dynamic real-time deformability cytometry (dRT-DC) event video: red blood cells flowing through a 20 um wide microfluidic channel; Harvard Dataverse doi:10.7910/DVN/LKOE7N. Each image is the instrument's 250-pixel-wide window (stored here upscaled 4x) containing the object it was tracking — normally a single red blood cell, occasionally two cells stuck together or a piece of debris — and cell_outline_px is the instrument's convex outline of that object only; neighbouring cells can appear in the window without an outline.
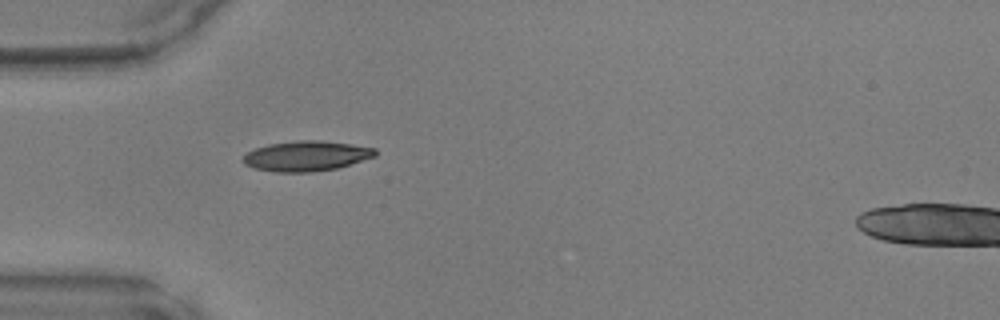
{"species": "common noctule bat (a hibernating species)", "species_latin": "Nyctalus noctula", "temperature_condition": "warm", "stored_images_in_passage": 34, "camera_frame_rate_fps": 3000, "um_per_image_px": 0.085, "animal": {"sex": "male", "body_mass_g": 17.9, "forearm_length_mm": 54.2}, "frame": {"image": 1, "passage_image": 1, "time_ms": 0.0, "image_size_px": [1000, 320], "cell_outline_px": [[376, 156], [336, 168], [312, 172], [276, 172], [252, 168], [244, 164], [240, 160], [248, 152], [256, 148], [268, 144], [300, 140], [316, 140], [352, 144], [376, 148]], "centroid_in_image_um": [26.01, 13.26], "position_along_channel_um": 59.0, "area_um2": 23.18}}
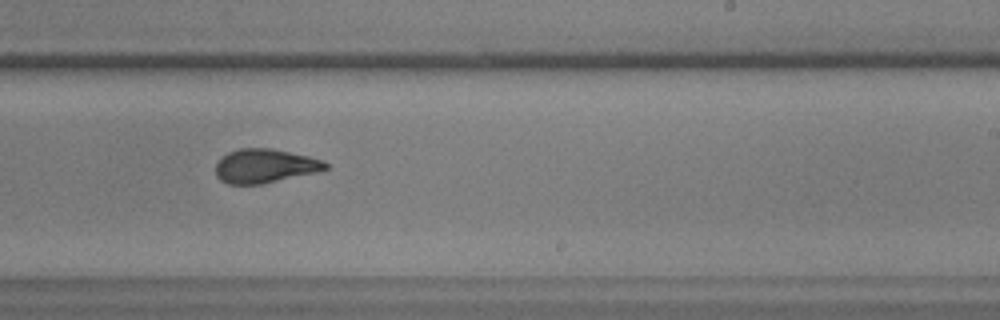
{"frame": {"image": 2, "passage_image": 16, "time_ms": 5.0, "image_size_px": [1000, 320], "cell_outline_px": [[328, 168], [316, 172], [260, 184], [228, 184], [220, 180], [216, 176], [216, 164], [220, 156], [228, 152], [240, 148], [272, 148], [308, 156], [324, 160], [328, 164]], "centroid_in_image_um": [22.48, 14.09], "position_along_channel_um": 266.5, "area_um2": 21.73}}
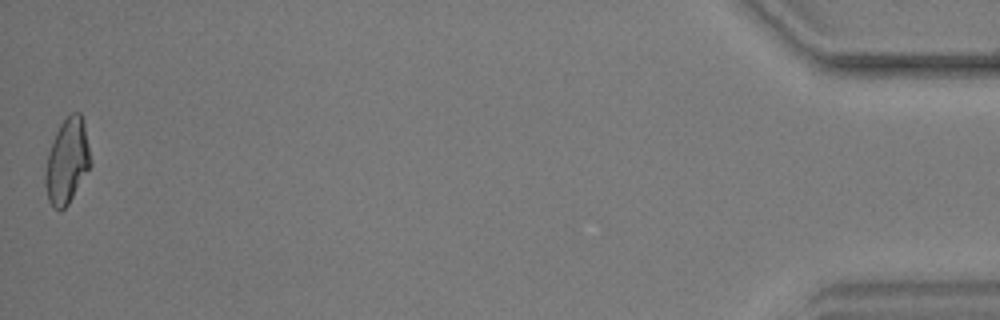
{"frame": {"image": 3, "passage_image": 34, "time_ms": 11.0, "image_size_px": [1000, 320], "cell_outline_px": [[92, 164], [68, 204], [60, 212], [48, 200], [44, 184], [44, 176], [48, 152], [52, 140], [60, 124], [72, 112], [80, 112], [84, 124], [92, 160]], "centroid_in_image_um": [5.7, 13.7], "position_along_channel_um": 429.5, "area_um2": 22.43}}